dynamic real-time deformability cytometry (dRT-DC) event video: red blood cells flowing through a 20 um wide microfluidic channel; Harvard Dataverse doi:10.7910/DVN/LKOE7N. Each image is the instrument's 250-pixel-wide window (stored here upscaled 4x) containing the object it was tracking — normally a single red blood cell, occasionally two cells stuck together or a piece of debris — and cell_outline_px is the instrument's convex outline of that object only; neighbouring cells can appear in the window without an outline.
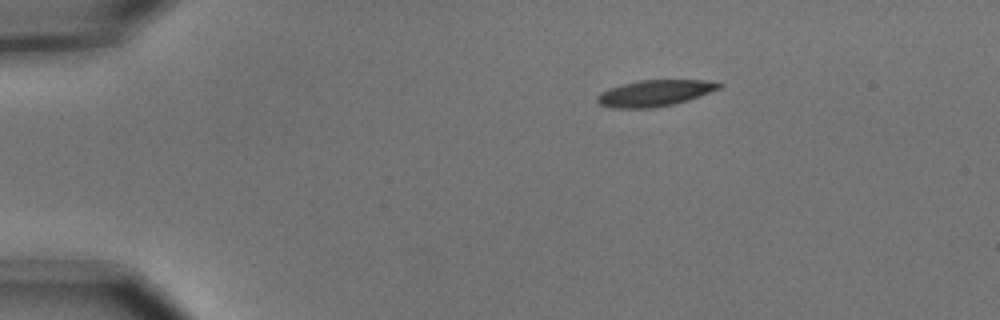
{"species": "common noctule bat (a hibernating species)", "species_latin": "Nyctalus noctula", "temperature_condition": "cold", "stored_images_in_passage": 4, "camera_frame_rate_fps": 3000, "um_per_image_px": 0.085, "animal": {"sex": "male", "body_mass_g": 15.6}, "frame": {"image": 1, "passage_image": 1, "time_ms": 0.0, "image_size_px": [1000, 320], "cell_outline_px": [[724, 84], [720, 88], [700, 96], [688, 100], [672, 104], [652, 108], [612, 108], [600, 104], [596, 100], [596, 96], [600, 92], [608, 88], [620, 84], [640, 80], [704, 80]], "centroid_in_image_um": [55.61, 7.91], "position_along_channel_um": 29.4, "area_um2": 18.67}}
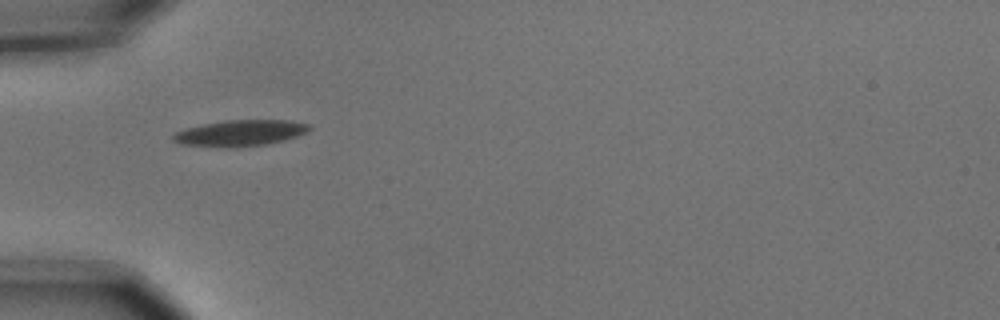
{"frame": {"image": 2, "passage_image": 3, "time_ms": 0.667, "image_size_px": [1000, 320], "cell_outline_px": [[312, 128], [308, 132], [296, 136], [264, 144], [228, 148], [180, 144], [172, 140], [172, 136], [176, 132], [184, 128], [224, 120], [292, 120], [308, 124]], "centroid_in_image_um": [20.39, 11.3], "position_along_channel_um": 64.6, "area_um2": 20.63}}
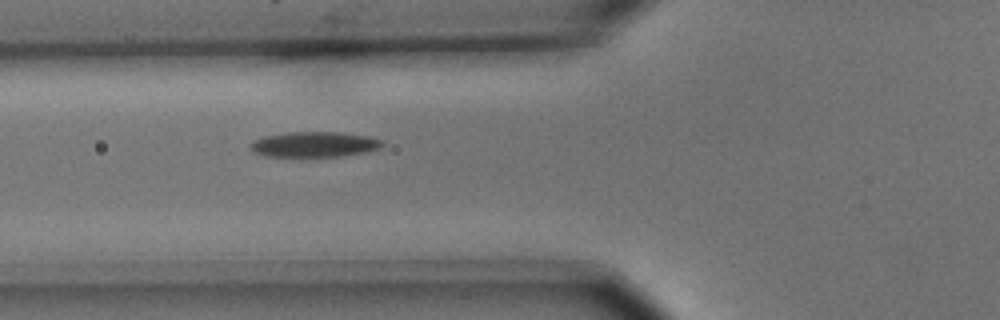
{"frame": {"image": 3, "passage_image": 4, "time_ms": 1.0, "image_size_px": [1000, 320], "cell_outline_px": [[384, 144], [380, 148], [368, 152], [340, 156], [264, 156], [252, 152], [252, 140], [264, 136], [288, 132], [340, 132], [368, 136], [384, 140]], "centroid_in_image_um": [26.75, 12.27], "position_along_channel_um": 99.0, "area_um2": 19.54}}